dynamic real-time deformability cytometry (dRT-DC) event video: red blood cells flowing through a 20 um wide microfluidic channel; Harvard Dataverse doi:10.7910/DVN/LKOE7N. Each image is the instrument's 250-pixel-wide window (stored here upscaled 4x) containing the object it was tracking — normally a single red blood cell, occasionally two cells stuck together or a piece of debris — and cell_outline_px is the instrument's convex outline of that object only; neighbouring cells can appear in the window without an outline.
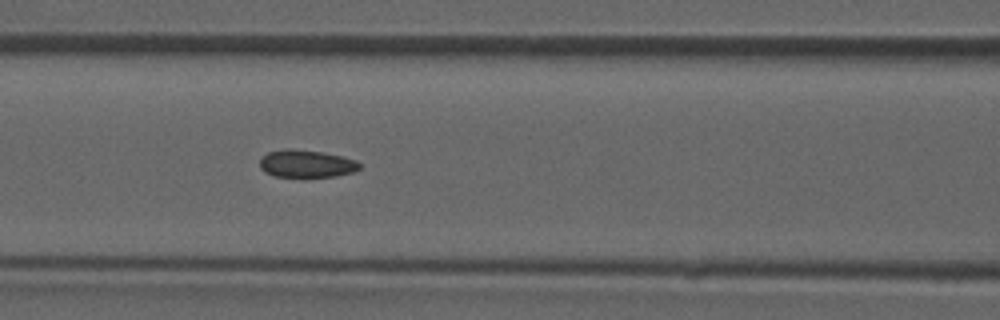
{"species": "common noctule bat (a hibernating species)", "species_latin": "Nyctalus noctula", "temperature_condition": "room temperature", "stored_images_in_passage": 36, "camera_frame_rate_fps": 3000, "um_per_image_px": 0.085, "animal": {"sex": "male", "forearm_length_mm": 52.5}, "frame": {"image": 1, "passage_image": 11, "time_ms": 3.333, "image_size_px": [1000, 320], "cell_outline_px": [[360, 168], [352, 172], [336, 176], [304, 180], [272, 176], [264, 172], [260, 168], [260, 156], [268, 152], [284, 148], [292, 148], [324, 152], [344, 156], [356, 160], [360, 164]], "centroid_in_image_um": [26.0, 13.95], "position_along_channel_um": 140.6, "area_um2": 17.11}}